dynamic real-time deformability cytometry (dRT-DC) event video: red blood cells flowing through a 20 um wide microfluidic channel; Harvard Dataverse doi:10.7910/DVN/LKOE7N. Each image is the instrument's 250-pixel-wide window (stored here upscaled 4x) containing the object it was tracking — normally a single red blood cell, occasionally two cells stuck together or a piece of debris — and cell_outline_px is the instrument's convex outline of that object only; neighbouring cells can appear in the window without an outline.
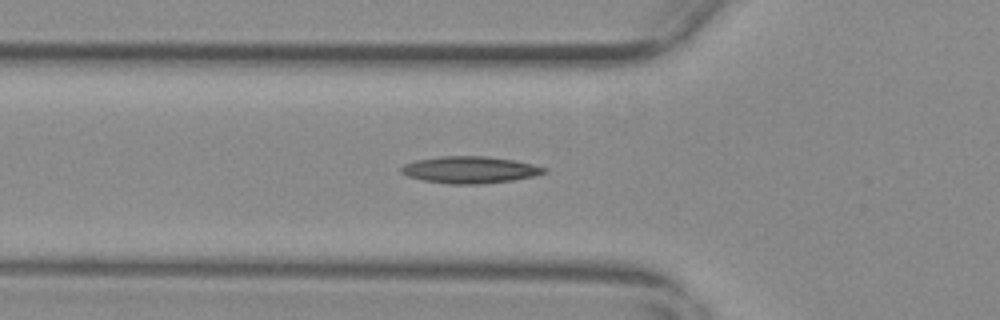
{"species": "common noctule bat (a hibernating species)", "species_latin": "Nyctalus noctula", "temperature_condition": "warm", "stored_images_in_passage": 4, "camera_frame_rate_fps": 3000, "um_per_image_px": 0.085, "animal": {"sex": "female", "body_mass_g": 29.2, "forearm_length_mm": 56.3}, "frame": {"image": 1, "passage_image": 2, "time_ms": 0.333, "image_size_px": [1000, 320], "cell_outline_px": [[548, 172], [532, 176], [512, 180], [484, 184], [448, 184], [424, 180], [408, 176], [400, 172], [400, 168], [404, 164], [416, 160], [440, 156], [484, 156], [512, 160], [532, 164], [548, 168]], "centroid_in_image_um": [39.93, 14.43], "position_along_channel_um": 85.9, "area_um2": 22.31}}